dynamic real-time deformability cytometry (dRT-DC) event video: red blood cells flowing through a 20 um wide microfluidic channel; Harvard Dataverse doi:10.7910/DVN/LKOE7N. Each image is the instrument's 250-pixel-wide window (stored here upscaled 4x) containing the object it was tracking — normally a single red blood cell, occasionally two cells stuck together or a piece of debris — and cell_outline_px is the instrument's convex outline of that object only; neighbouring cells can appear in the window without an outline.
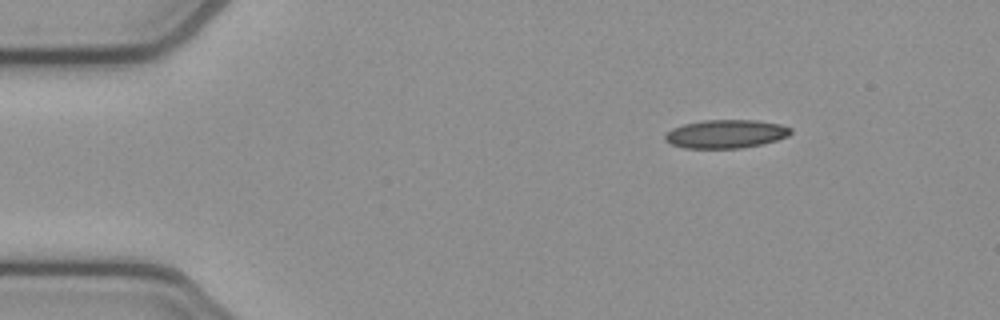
{"species": "common noctule bat (a hibernating species)", "species_latin": "Nyctalus noctula", "temperature_condition": "cold", "stored_images_in_passage": 46, "camera_frame_rate_fps": 3000, "um_per_image_px": 0.085, "animal": {"sex": "female", "body_mass_g": 21.9}, "frame": {"image": 1, "passage_image": 1, "time_ms": 0.0, "image_size_px": [1000, 320], "cell_outline_px": [[792, 132], [788, 136], [776, 140], [760, 144], [740, 148], [684, 148], [672, 144], [664, 140], [664, 136], [672, 128], [684, 124], [704, 120], [756, 120], [780, 124], [792, 128]], "centroid_in_image_um": [61.7, 11.38], "position_along_channel_um": 23.3, "area_um2": 20.75}}
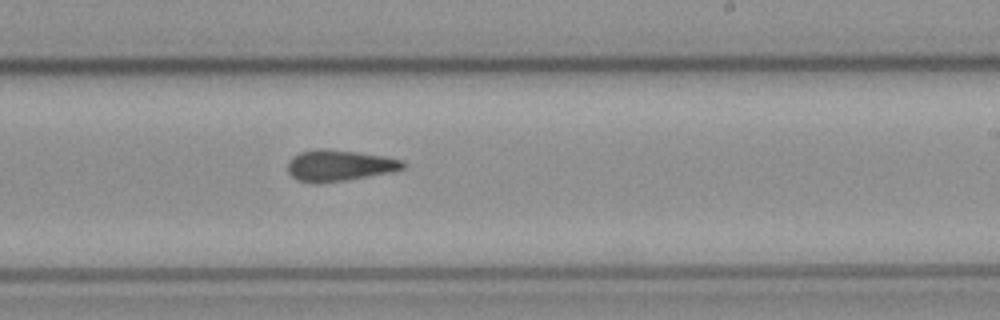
{"frame": {"image": 2, "passage_image": 25, "time_ms": 8.0, "image_size_px": [1000, 320], "cell_outline_px": [[408, 164], [404, 168], [392, 172], [348, 180], [316, 184], [312, 184], [296, 180], [288, 172], [288, 160], [292, 156], [300, 152], [320, 148], [356, 152], [384, 156], [404, 160]], "centroid_in_image_um": [28.84, 14.08], "position_along_channel_um": 260.2, "area_um2": 21.27}}
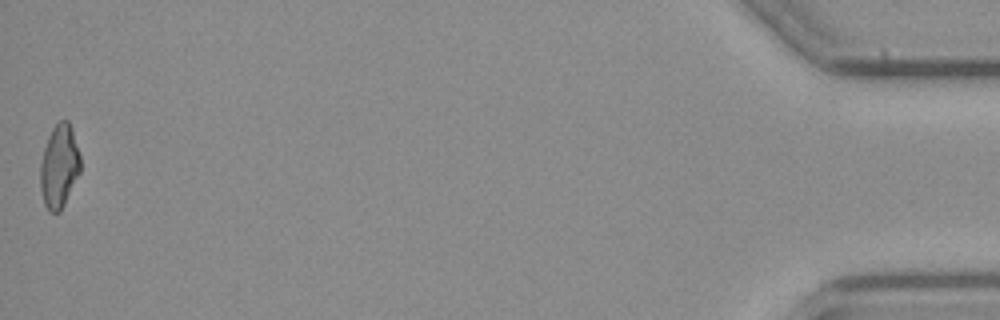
{"frame": {"image": 3, "passage_image": 46, "time_ms": 15.0, "image_size_px": [1000, 320], "cell_outline_px": [[80, 172], [60, 212], [48, 212], [44, 204], [40, 188], [40, 164], [44, 148], [48, 136], [52, 128], [60, 120], [68, 120], [72, 128], [80, 156]], "centroid_in_image_um": [5.02, 14.13], "position_along_channel_um": 430.2, "area_um2": 19.48}, "authors_computed_cell_mechanics": {"area_um2": 20.8369, "velocity_mm_per_s": 3.8918, "shape_relaxation_time_tau1_ms": null, "shape_relaxation_time_tau2_ms": 5.2646, "deformation_change_tau1": null, "deformation_change_tau2": 0.1436}}